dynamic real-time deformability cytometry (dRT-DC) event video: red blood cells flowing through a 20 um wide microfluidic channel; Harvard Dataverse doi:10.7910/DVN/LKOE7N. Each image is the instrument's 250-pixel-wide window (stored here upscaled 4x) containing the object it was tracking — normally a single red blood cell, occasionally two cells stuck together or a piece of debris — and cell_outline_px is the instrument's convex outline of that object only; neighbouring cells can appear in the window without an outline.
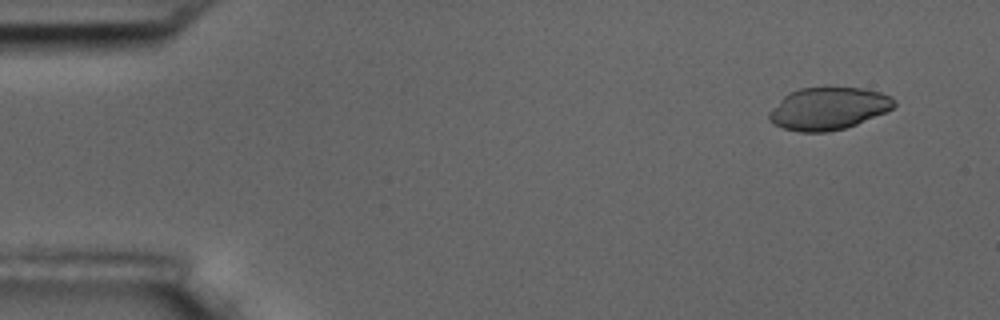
{"species": "common noctule bat (a hibernating species)", "species_latin": "Nyctalus noctula", "temperature_condition": "room temperature", "stored_images_in_passage": 6, "camera_frame_rate_fps": 3000, "um_per_image_px": 0.085, "animal": {"sex": "male", "body_mass_g": 17.5, "forearm_length_mm": 52.3}, "frame": {"image": 1, "passage_image": 1, "time_ms": 0.0, "image_size_px": [1000, 320], "cell_outline_px": [[896, 104], [892, 108], [884, 112], [856, 124], [844, 128], [828, 132], [800, 132], [784, 128], [772, 124], [768, 120], [768, 112], [788, 92], [800, 88], [824, 84], [864, 88], [880, 92], [892, 96], [896, 100]], "centroid_in_image_um": [70.39, 9.17], "position_along_channel_um": 14.6, "area_um2": 31.73}}